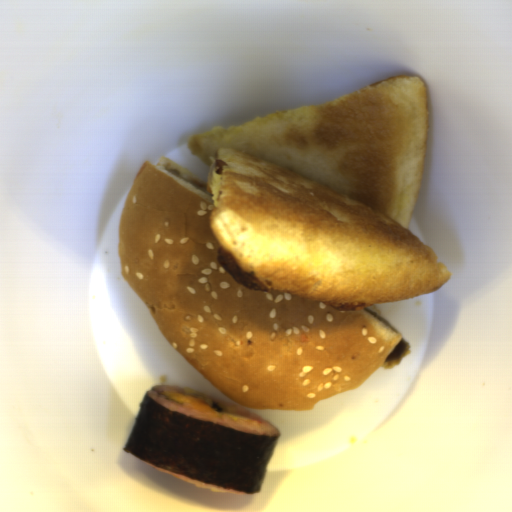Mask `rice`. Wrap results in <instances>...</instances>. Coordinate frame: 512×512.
Segmentation results:
<instances>
[{
  "instance_id": "obj_2",
  "label": "rice",
  "mask_w": 512,
  "mask_h": 512,
  "mask_svg": "<svg viewBox=\"0 0 512 512\" xmlns=\"http://www.w3.org/2000/svg\"><path fill=\"white\" fill-rule=\"evenodd\" d=\"M145 464L149 465L150 467H152V468L156 469V470H157V471H159V472H164V473H166V474H169V475H171V476H174V477H176V478H178V479H181V480H183V481L190 482V483L194 484L196 488L208 489V490H210L211 492L229 493V494H235V495H241V496H242V495H244V494H246V493H242V492H238V491H234V490H229V489H225V488H221V487H217V486L209 485V484H206V483H202V482H198V481L190 480V479H187V478L182 477V476H180V475H177V474H174V473L169 472V471H167V470H164V469H162V468H159V467H157V466H155V465H152V464H150V463H148V462H146V461H145Z\"/></svg>"
},
{
  "instance_id": "obj_1",
  "label": "rice",
  "mask_w": 512,
  "mask_h": 512,
  "mask_svg": "<svg viewBox=\"0 0 512 512\" xmlns=\"http://www.w3.org/2000/svg\"><path fill=\"white\" fill-rule=\"evenodd\" d=\"M170 390L177 391V392H184V393L194 395V396L208 397V398L212 399V402L223 407V409L245 415L247 417L256 419L262 423L257 424V425L256 424H248L243 420H238L235 422L230 417H228L224 414H221V412H219V414H220V417H219V416L208 415V414L196 411V410L189 408L187 406H184L180 403H177L175 401L167 399L161 395L162 391H170ZM147 395H148V397L155 400L158 404H160L167 410L183 413L186 416H190V417L201 419V420L212 421V422L218 423L220 425L234 428L237 430H241V431H244L247 433L268 435V436H275V435L280 434V430L274 424H272L265 418L261 417L260 415L254 413L253 411H251L247 408H244L242 406H239L237 404H234L232 402L223 400L221 398L191 389L189 387H169V386H160L159 385V386H155L152 391H148Z\"/></svg>"
}]
</instances>
